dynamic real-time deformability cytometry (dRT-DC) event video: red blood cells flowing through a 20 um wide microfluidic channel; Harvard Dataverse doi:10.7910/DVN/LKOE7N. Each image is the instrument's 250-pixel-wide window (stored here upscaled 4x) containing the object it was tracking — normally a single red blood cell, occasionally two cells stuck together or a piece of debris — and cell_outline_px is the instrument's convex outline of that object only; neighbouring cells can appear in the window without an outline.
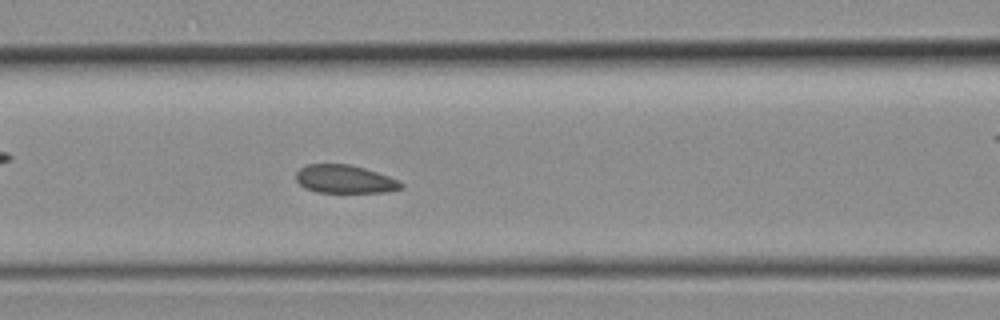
{"species": "common noctule bat (a hibernating species)", "species_latin": "Nyctalus noctula", "temperature_condition": "room temperature", "stored_images_in_passage": 28, "camera_frame_rate_fps": 3000, "um_per_image_px": 0.085, "animal": {"sex": "female", "body_mass_g": 19.3, "forearm_length_mm": 54.1}, "frame": {"image": 1, "passage_image": 5, "time_ms": 1.333, "image_size_px": [1000, 320], "cell_outline_px": [[404, 188], [384, 192], [316, 192], [304, 188], [296, 180], [296, 172], [300, 168], [308, 164], [348, 164], [364, 168], [388, 176], [404, 184]], "centroid_in_image_um": [29.28, 15.23], "position_along_channel_um": 137.3, "area_um2": 17.17}}
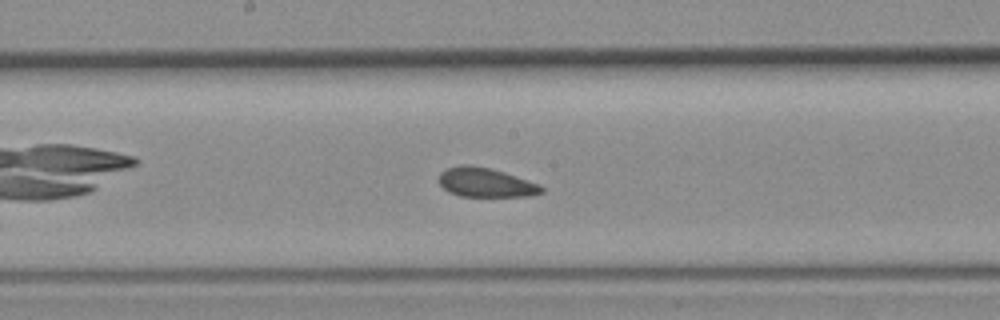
{"frame": {"image": 2, "passage_image": 9, "time_ms": 2.667, "image_size_px": [1000, 320], "cell_outline_px": [[544, 192], [528, 196], [460, 196], [448, 192], [440, 184], [440, 172], [448, 168], [460, 164], [468, 164], [492, 168], [540, 184], [544, 188]], "centroid_in_image_um": [41.29, 15.5], "position_along_channel_um": 206.9, "area_um2": 17.51}}
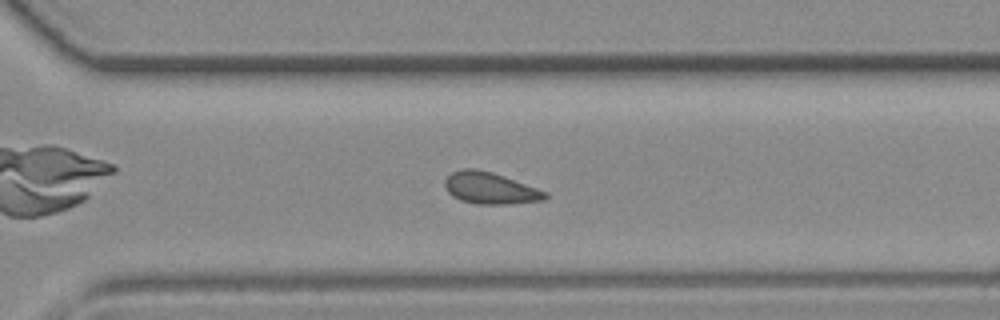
{"frame": {"image": 3, "passage_image": 16, "time_ms": 5.0, "image_size_px": [1000, 320], "cell_outline_px": [[548, 196], [544, 200], [508, 204], [476, 204], [460, 200], [452, 196], [444, 188], [444, 180], [452, 172], [464, 168], [472, 168], [492, 172], [504, 176], [548, 192]], "centroid_in_image_um": [41.64, 16.0], "position_along_channel_um": 329.0, "area_um2": 18.55}}